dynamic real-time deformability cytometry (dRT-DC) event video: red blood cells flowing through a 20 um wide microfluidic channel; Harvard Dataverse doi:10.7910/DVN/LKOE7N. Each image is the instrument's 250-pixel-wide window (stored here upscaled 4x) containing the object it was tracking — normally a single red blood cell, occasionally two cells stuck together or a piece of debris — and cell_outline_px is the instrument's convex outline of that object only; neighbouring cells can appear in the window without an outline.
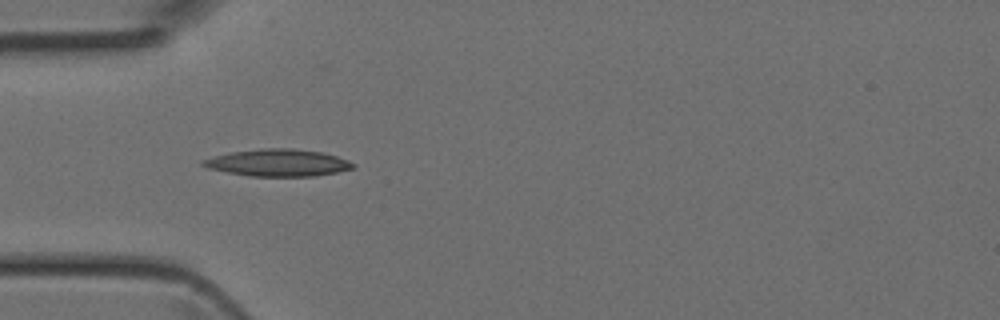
{"species": "Egyptian fruit bat (a non-hibernating species)", "species_latin": "Rousettus aegyptiacus", "temperature_condition": "room temperature", "stored_images_in_passage": 5, "camera_frame_rate_fps": 3000, "um_per_image_px": 0.085, "animal": {"sex": "female"}, "frame": {"image": 1, "passage_image": 3, "time_ms": 0.667, "image_size_px": [1000, 320], "cell_outline_px": [[356, 164], [352, 168], [336, 172], [312, 176], [252, 176], [228, 172], [208, 168], [200, 164], [200, 160], [228, 152], [260, 148], [292, 148], [320, 152], [336, 156], [348, 160]], "centroid_in_image_um": [23.58, 13.82], "position_along_channel_um": 61.4, "area_um2": 23.58}}